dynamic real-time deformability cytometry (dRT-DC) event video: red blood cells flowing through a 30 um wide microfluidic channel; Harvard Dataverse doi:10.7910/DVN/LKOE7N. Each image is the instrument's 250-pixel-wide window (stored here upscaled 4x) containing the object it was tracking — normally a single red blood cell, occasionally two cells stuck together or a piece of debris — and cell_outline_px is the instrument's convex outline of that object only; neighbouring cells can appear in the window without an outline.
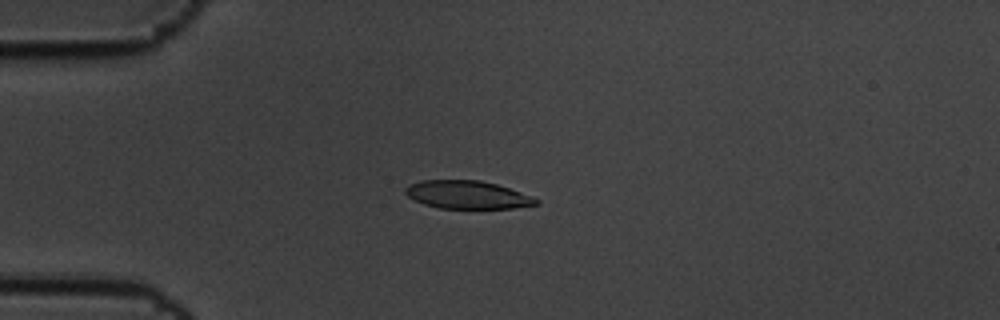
{"species": "common noctule bat (a hibernating species)", "species_latin": "Nyctalus noctula", "temperature_condition": "cold", "stored_images_in_passage": 6, "camera_frame_rate_fps": 3000, "um_per_image_px": 0.085, "animal": {"sex": "male", "body_mass_g": 19.5, "forearm_length_mm": 54.6}, "frame": {"image": 1, "passage_image": 3, "time_ms": 0.667, "image_size_px": [1000, 320], "cell_outline_px": [[540, 204], [512, 208], [440, 208], [424, 204], [408, 196], [404, 192], [404, 188], [408, 184], [424, 180], [480, 180], [496, 184], [532, 196], [540, 200]], "centroid_in_image_um": [39.73, 16.55], "position_along_channel_um": 45.3, "area_um2": 21.27}}
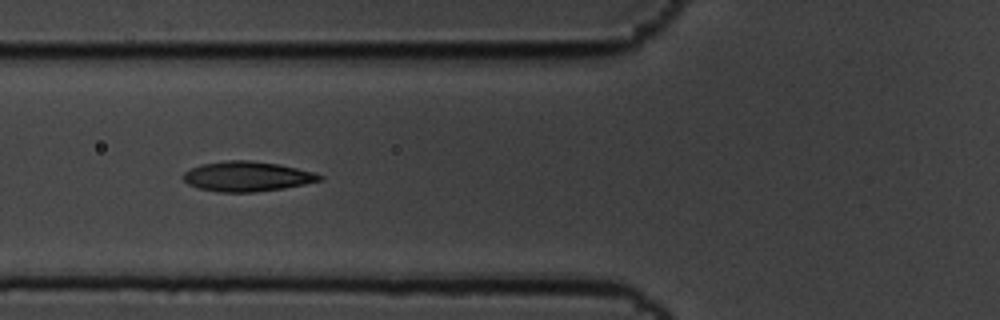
{"frame": {"image": 2, "passage_image": 5, "time_ms": 1.333, "image_size_px": [1000, 320], "cell_outline_px": [[324, 180], [284, 188], [252, 192], [220, 192], [200, 188], [188, 184], [184, 180], [184, 172], [200, 164], [228, 160], [248, 160], [280, 164], [316, 172], [324, 176]], "centroid_in_image_um": [21.06, 14.99], "position_along_channel_um": 104.7, "area_um2": 23.81}}
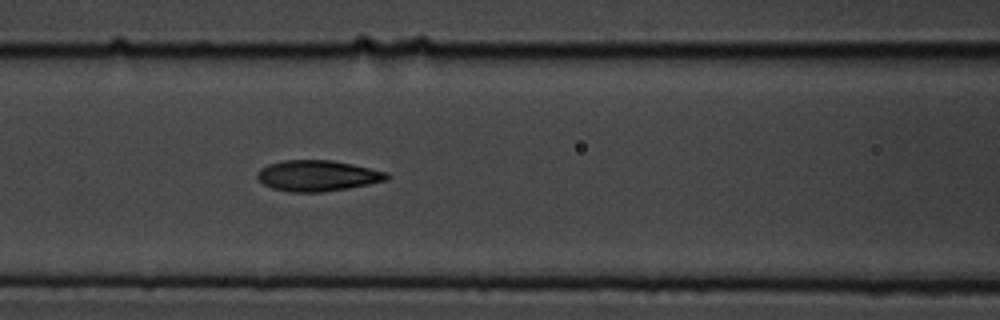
{"frame": {"image": 3, "passage_image": 6, "time_ms": 1.667, "image_size_px": [1000, 320], "cell_outline_px": [[388, 180], [348, 188], [320, 192], [292, 192], [272, 188], [264, 184], [256, 176], [256, 172], [260, 168], [268, 164], [284, 160], [332, 160], [352, 164], [388, 172]], "centroid_in_image_um": [26.97, 14.93], "position_along_channel_um": 139.6, "area_um2": 23.24}}